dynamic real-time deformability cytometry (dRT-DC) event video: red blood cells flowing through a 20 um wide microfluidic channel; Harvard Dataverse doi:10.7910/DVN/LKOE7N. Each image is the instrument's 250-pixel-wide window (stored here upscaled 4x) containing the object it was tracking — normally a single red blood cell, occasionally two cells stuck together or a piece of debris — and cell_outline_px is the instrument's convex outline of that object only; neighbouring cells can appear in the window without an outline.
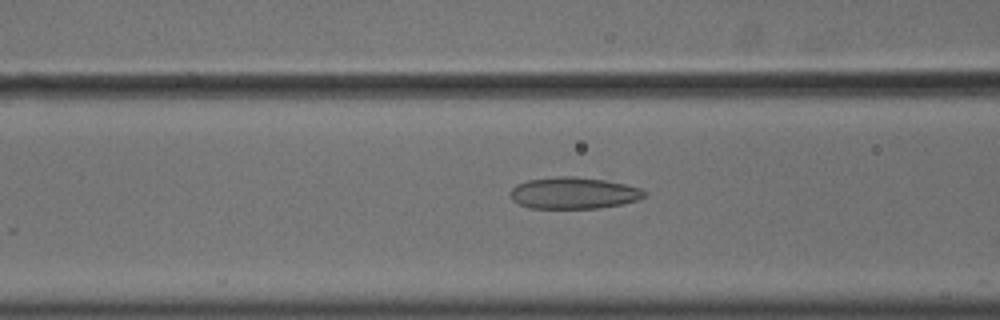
{"species": "common noctule bat (a hibernating species)", "species_latin": "Nyctalus noctula", "temperature_condition": "cold", "stored_images_in_passage": 56, "camera_frame_rate_fps": 3000, "um_per_image_px": 0.085, "animal": {"sex": "male", "body_mass_g": 18.8}, "frame": {"image": 1, "passage_image": 23, "time_ms": 7.333, "image_size_px": [1000, 320], "cell_outline_px": [[644, 196], [636, 200], [620, 204], [600, 208], [528, 208], [512, 200], [508, 196], [508, 192], [516, 184], [528, 180], [556, 176], [576, 176], [604, 180], [624, 184], [640, 188], [644, 192]], "centroid_in_image_um": [48.67, 16.4], "position_along_channel_um": 117.9, "area_um2": 24.68}}
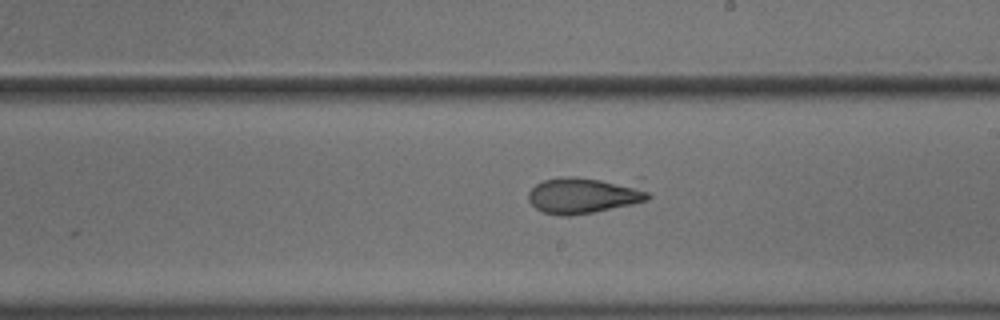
{"frame": {"image": 2, "passage_image": 33, "time_ms": 10.667, "image_size_px": [1000, 320], "cell_outline_px": [[652, 196], [648, 200], [632, 204], [592, 212], [568, 216], [560, 216], [544, 212], [536, 208], [528, 200], [528, 192], [536, 184], [544, 180], [564, 176], [572, 176], [600, 180], [648, 192]], "centroid_in_image_um": [49.45, 16.64], "position_along_channel_um": 239.6, "area_um2": 24.04}}
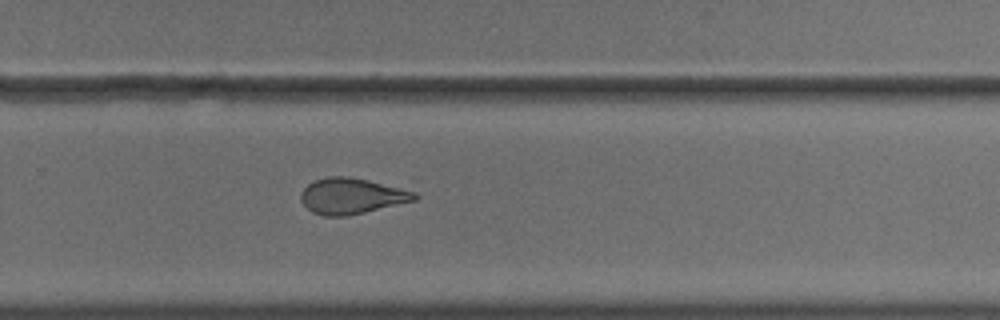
{"frame": {"image": 3, "passage_image": 38, "time_ms": 12.333, "image_size_px": [1000, 320], "cell_outline_px": [[420, 196], [416, 200], [348, 216], [324, 216], [312, 212], [300, 200], [300, 192], [308, 184], [316, 180], [328, 176], [348, 176], [416, 188]], "centroid_in_image_um": [30.02, 16.63], "position_along_channel_um": 299.8, "area_um2": 24.57}, "authors_computed_cell_mechanics": {"area_um2": 26.6747, "velocity_mm_per_s": 3.6424, "shape_relaxation_time_tau1_ms": 9.2944, "shape_relaxation_time_tau2_ms": 2.9027, "deformation_change_tau1": 0.1855, "deformation_change_tau2": 0.0922}}